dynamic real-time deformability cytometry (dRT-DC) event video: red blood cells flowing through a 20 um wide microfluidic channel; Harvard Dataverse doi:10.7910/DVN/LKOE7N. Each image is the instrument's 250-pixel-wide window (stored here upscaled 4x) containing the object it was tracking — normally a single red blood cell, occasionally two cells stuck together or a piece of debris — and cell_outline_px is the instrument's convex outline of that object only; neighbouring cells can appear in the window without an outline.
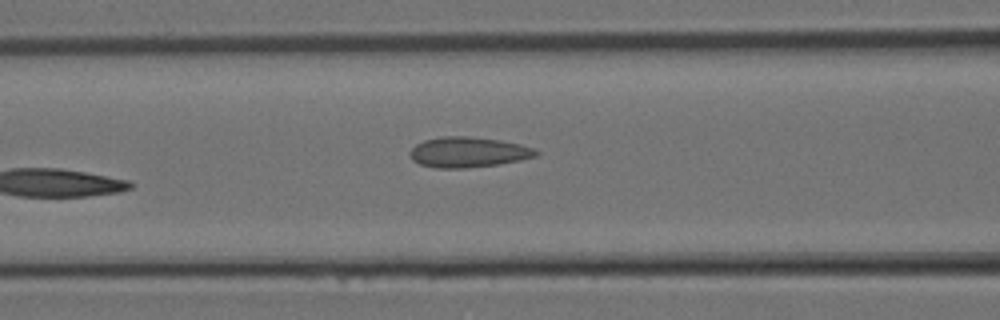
{"species": "Egyptian fruit bat (a non-hibernating species)", "species_latin": "Rousettus aegyptiacus", "temperature_condition": "room temperature", "stored_images_in_passage": 11, "camera_frame_rate_fps": 3000, "um_per_image_px": 0.085, "animal": {"sex": "female"}, "frame": {"image": 1, "passage_image": 11, "time_ms": 3.333, "image_size_px": [1000, 320], "cell_outline_px": [[540, 152], [536, 156], [520, 160], [500, 164], [464, 168], [436, 168], [420, 164], [412, 160], [408, 152], [416, 144], [424, 140], [440, 136], [468, 136], [500, 140], [520, 144], [536, 148]], "centroid_in_image_um": [39.8, 12.93], "position_along_channel_um": 126.8, "area_um2": 22.48}}